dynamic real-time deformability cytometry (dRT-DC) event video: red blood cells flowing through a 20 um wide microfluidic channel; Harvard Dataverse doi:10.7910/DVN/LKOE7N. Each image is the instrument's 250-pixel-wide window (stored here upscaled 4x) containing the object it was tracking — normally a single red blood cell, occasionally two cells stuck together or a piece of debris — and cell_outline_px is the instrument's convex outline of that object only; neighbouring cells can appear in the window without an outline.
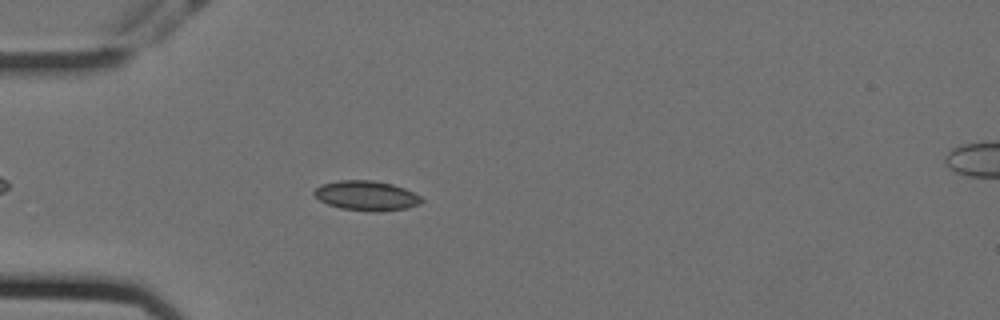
{"species": "Egyptian fruit bat (a non-hibernating species)", "species_latin": "Rousettus aegyptiacus", "temperature_condition": "cold", "stored_images_in_passage": 49, "camera_frame_rate_fps": 3000, "um_per_image_px": 0.085, "animal": {"sex": "female"}, "frame": {"image": 1, "passage_image": 9, "time_ms": 2.667, "image_size_px": [1000, 320], "cell_outline_px": [[424, 200], [420, 204], [404, 208], [376, 212], [372, 212], [340, 208], [328, 204], [320, 200], [312, 192], [320, 184], [340, 180], [372, 180], [392, 184], [404, 188], [420, 196]], "centroid_in_image_um": [31.13, 16.63], "position_along_channel_um": 53.9, "area_um2": 18.55}}
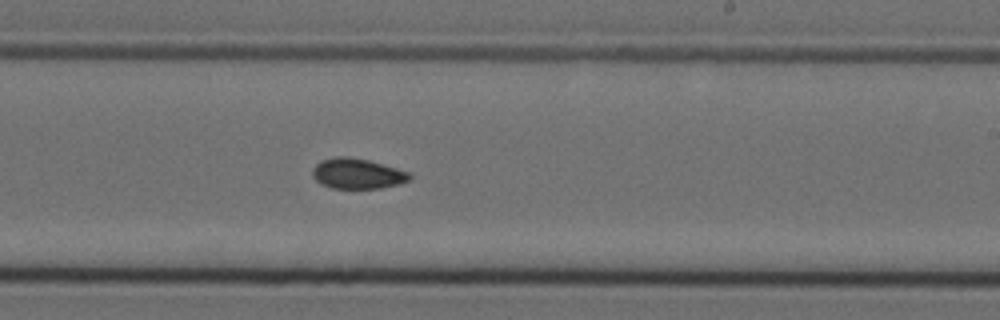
{"frame": {"image": 2, "passage_image": 27, "time_ms": 8.667, "image_size_px": [1000, 320], "cell_outline_px": [[412, 180], [400, 184], [380, 188], [332, 188], [320, 184], [312, 176], [312, 168], [320, 160], [336, 156], [348, 156], [368, 160], [396, 168], [408, 172], [412, 176]], "centroid_in_image_um": [30.36, 14.75], "position_along_channel_um": 258.6, "area_um2": 17.34}}
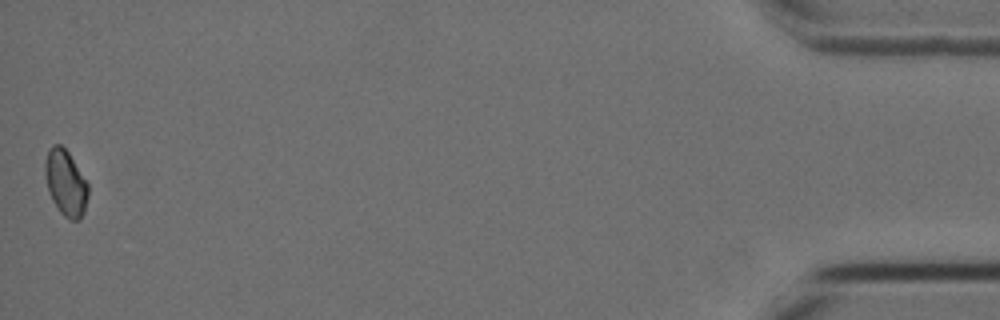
{"frame": {"image": 3, "passage_image": 49, "time_ms": 16.0, "image_size_px": [1000, 320], "cell_outline_px": [[88, 196], [84, 212], [80, 220], [72, 220], [64, 216], [60, 212], [52, 200], [48, 188], [44, 172], [44, 164], [48, 148], [52, 144], [60, 144], [68, 152], [88, 184]], "centroid_in_image_um": [5.57, 15.54], "position_along_channel_um": 429.6, "area_um2": 16.47}, "authors_computed_cell_mechanics": {"area_um2": 17.1666, "velocity_mm_per_s": 3.5646, "shape_relaxation_time_tau1_ms": null, "shape_relaxation_time_tau2_ms": 7.8249, "deformation_change_tau1": null, "deformation_change_tau2": 0.0884}}